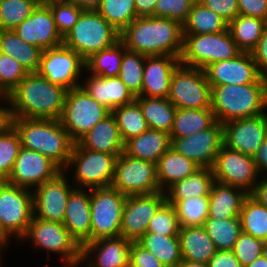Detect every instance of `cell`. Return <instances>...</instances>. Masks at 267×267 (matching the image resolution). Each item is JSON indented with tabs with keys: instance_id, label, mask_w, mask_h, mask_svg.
Listing matches in <instances>:
<instances>
[{
	"instance_id": "cell-58",
	"label": "cell",
	"mask_w": 267,
	"mask_h": 267,
	"mask_svg": "<svg viewBox=\"0 0 267 267\" xmlns=\"http://www.w3.org/2000/svg\"><path fill=\"white\" fill-rule=\"evenodd\" d=\"M12 120L9 95L0 94V134L12 126Z\"/></svg>"
},
{
	"instance_id": "cell-18",
	"label": "cell",
	"mask_w": 267,
	"mask_h": 267,
	"mask_svg": "<svg viewBox=\"0 0 267 267\" xmlns=\"http://www.w3.org/2000/svg\"><path fill=\"white\" fill-rule=\"evenodd\" d=\"M223 145V125L219 121L193 135L171 140V147L177 153L194 161L201 168H212Z\"/></svg>"
},
{
	"instance_id": "cell-47",
	"label": "cell",
	"mask_w": 267,
	"mask_h": 267,
	"mask_svg": "<svg viewBox=\"0 0 267 267\" xmlns=\"http://www.w3.org/2000/svg\"><path fill=\"white\" fill-rule=\"evenodd\" d=\"M21 148V140L13 125L0 134V181L6 180Z\"/></svg>"
},
{
	"instance_id": "cell-30",
	"label": "cell",
	"mask_w": 267,
	"mask_h": 267,
	"mask_svg": "<svg viewBox=\"0 0 267 267\" xmlns=\"http://www.w3.org/2000/svg\"><path fill=\"white\" fill-rule=\"evenodd\" d=\"M201 167L170 147L156 164L159 188L165 192L174 183L194 174Z\"/></svg>"
},
{
	"instance_id": "cell-13",
	"label": "cell",
	"mask_w": 267,
	"mask_h": 267,
	"mask_svg": "<svg viewBox=\"0 0 267 267\" xmlns=\"http://www.w3.org/2000/svg\"><path fill=\"white\" fill-rule=\"evenodd\" d=\"M167 98L176 108H211V86L205 71L180 64L173 72Z\"/></svg>"
},
{
	"instance_id": "cell-1",
	"label": "cell",
	"mask_w": 267,
	"mask_h": 267,
	"mask_svg": "<svg viewBox=\"0 0 267 267\" xmlns=\"http://www.w3.org/2000/svg\"><path fill=\"white\" fill-rule=\"evenodd\" d=\"M127 50L145 56L171 55L180 58L183 25L162 17H137L119 35Z\"/></svg>"
},
{
	"instance_id": "cell-22",
	"label": "cell",
	"mask_w": 267,
	"mask_h": 267,
	"mask_svg": "<svg viewBox=\"0 0 267 267\" xmlns=\"http://www.w3.org/2000/svg\"><path fill=\"white\" fill-rule=\"evenodd\" d=\"M13 30L26 43L43 51L63 44V37L58 32L51 9L45 2H40L32 14Z\"/></svg>"
},
{
	"instance_id": "cell-21",
	"label": "cell",
	"mask_w": 267,
	"mask_h": 267,
	"mask_svg": "<svg viewBox=\"0 0 267 267\" xmlns=\"http://www.w3.org/2000/svg\"><path fill=\"white\" fill-rule=\"evenodd\" d=\"M222 125L224 146L253 157L267 136V112Z\"/></svg>"
},
{
	"instance_id": "cell-11",
	"label": "cell",
	"mask_w": 267,
	"mask_h": 267,
	"mask_svg": "<svg viewBox=\"0 0 267 267\" xmlns=\"http://www.w3.org/2000/svg\"><path fill=\"white\" fill-rule=\"evenodd\" d=\"M126 197L111 186L90 189L91 241L120 236Z\"/></svg>"
},
{
	"instance_id": "cell-28",
	"label": "cell",
	"mask_w": 267,
	"mask_h": 267,
	"mask_svg": "<svg viewBox=\"0 0 267 267\" xmlns=\"http://www.w3.org/2000/svg\"><path fill=\"white\" fill-rule=\"evenodd\" d=\"M78 143L83 148L101 153L121 154L124 150V143L112 113L99 121Z\"/></svg>"
},
{
	"instance_id": "cell-66",
	"label": "cell",
	"mask_w": 267,
	"mask_h": 267,
	"mask_svg": "<svg viewBox=\"0 0 267 267\" xmlns=\"http://www.w3.org/2000/svg\"><path fill=\"white\" fill-rule=\"evenodd\" d=\"M61 262H63L62 264L63 265H61V263H60V266H62V267H81V264H80V262H67V261H64V260H61ZM49 263H47L45 266H43V267H50L49 265H48ZM39 267H42V266H39ZM51 267H53L52 265H51ZM55 267V266H54ZM57 267V266H56ZM59 267V266H58Z\"/></svg>"
},
{
	"instance_id": "cell-36",
	"label": "cell",
	"mask_w": 267,
	"mask_h": 267,
	"mask_svg": "<svg viewBox=\"0 0 267 267\" xmlns=\"http://www.w3.org/2000/svg\"><path fill=\"white\" fill-rule=\"evenodd\" d=\"M267 21L238 15L228 24V29L233 40L241 52L251 53L262 37Z\"/></svg>"
},
{
	"instance_id": "cell-61",
	"label": "cell",
	"mask_w": 267,
	"mask_h": 267,
	"mask_svg": "<svg viewBox=\"0 0 267 267\" xmlns=\"http://www.w3.org/2000/svg\"><path fill=\"white\" fill-rule=\"evenodd\" d=\"M158 0H134L138 17L154 16V8Z\"/></svg>"
},
{
	"instance_id": "cell-17",
	"label": "cell",
	"mask_w": 267,
	"mask_h": 267,
	"mask_svg": "<svg viewBox=\"0 0 267 267\" xmlns=\"http://www.w3.org/2000/svg\"><path fill=\"white\" fill-rule=\"evenodd\" d=\"M60 172L62 169L47 156L21 147L11 173L5 181L33 191L42 183L55 178Z\"/></svg>"
},
{
	"instance_id": "cell-33",
	"label": "cell",
	"mask_w": 267,
	"mask_h": 267,
	"mask_svg": "<svg viewBox=\"0 0 267 267\" xmlns=\"http://www.w3.org/2000/svg\"><path fill=\"white\" fill-rule=\"evenodd\" d=\"M214 176L211 168H200L194 174L170 186L166 191V201L175 205L179 200L190 197L209 196Z\"/></svg>"
},
{
	"instance_id": "cell-19",
	"label": "cell",
	"mask_w": 267,
	"mask_h": 267,
	"mask_svg": "<svg viewBox=\"0 0 267 267\" xmlns=\"http://www.w3.org/2000/svg\"><path fill=\"white\" fill-rule=\"evenodd\" d=\"M166 202L165 192L126 197L123 208L120 235L131 242H137L147 232L149 222Z\"/></svg>"
},
{
	"instance_id": "cell-7",
	"label": "cell",
	"mask_w": 267,
	"mask_h": 267,
	"mask_svg": "<svg viewBox=\"0 0 267 267\" xmlns=\"http://www.w3.org/2000/svg\"><path fill=\"white\" fill-rule=\"evenodd\" d=\"M120 33L96 10H84L78 22L63 37V44L85 61L93 54L112 46Z\"/></svg>"
},
{
	"instance_id": "cell-68",
	"label": "cell",
	"mask_w": 267,
	"mask_h": 267,
	"mask_svg": "<svg viewBox=\"0 0 267 267\" xmlns=\"http://www.w3.org/2000/svg\"><path fill=\"white\" fill-rule=\"evenodd\" d=\"M4 262H6L5 258H0V267H5V265L3 264Z\"/></svg>"
},
{
	"instance_id": "cell-39",
	"label": "cell",
	"mask_w": 267,
	"mask_h": 267,
	"mask_svg": "<svg viewBox=\"0 0 267 267\" xmlns=\"http://www.w3.org/2000/svg\"><path fill=\"white\" fill-rule=\"evenodd\" d=\"M126 47L119 39L112 46L105 48L85 61L86 71L101 77H115L119 75L122 55Z\"/></svg>"
},
{
	"instance_id": "cell-67",
	"label": "cell",
	"mask_w": 267,
	"mask_h": 267,
	"mask_svg": "<svg viewBox=\"0 0 267 267\" xmlns=\"http://www.w3.org/2000/svg\"><path fill=\"white\" fill-rule=\"evenodd\" d=\"M6 251H8L7 249L3 248L1 245H0V258H4L5 257V253Z\"/></svg>"
},
{
	"instance_id": "cell-35",
	"label": "cell",
	"mask_w": 267,
	"mask_h": 267,
	"mask_svg": "<svg viewBox=\"0 0 267 267\" xmlns=\"http://www.w3.org/2000/svg\"><path fill=\"white\" fill-rule=\"evenodd\" d=\"M211 108H176L170 139L183 138L203 131L215 122Z\"/></svg>"
},
{
	"instance_id": "cell-37",
	"label": "cell",
	"mask_w": 267,
	"mask_h": 267,
	"mask_svg": "<svg viewBox=\"0 0 267 267\" xmlns=\"http://www.w3.org/2000/svg\"><path fill=\"white\" fill-rule=\"evenodd\" d=\"M137 242L153 253L166 267H179L182 262L179 236L146 233Z\"/></svg>"
},
{
	"instance_id": "cell-14",
	"label": "cell",
	"mask_w": 267,
	"mask_h": 267,
	"mask_svg": "<svg viewBox=\"0 0 267 267\" xmlns=\"http://www.w3.org/2000/svg\"><path fill=\"white\" fill-rule=\"evenodd\" d=\"M85 70V60L62 44L43 51L37 72L49 82L70 90L81 86Z\"/></svg>"
},
{
	"instance_id": "cell-32",
	"label": "cell",
	"mask_w": 267,
	"mask_h": 267,
	"mask_svg": "<svg viewBox=\"0 0 267 267\" xmlns=\"http://www.w3.org/2000/svg\"><path fill=\"white\" fill-rule=\"evenodd\" d=\"M0 52L14 58L30 73L38 71L43 50L26 43L14 30H0Z\"/></svg>"
},
{
	"instance_id": "cell-46",
	"label": "cell",
	"mask_w": 267,
	"mask_h": 267,
	"mask_svg": "<svg viewBox=\"0 0 267 267\" xmlns=\"http://www.w3.org/2000/svg\"><path fill=\"white\" fill-rule=\"evenodd\" d=\"M40 0H0V30H13L29 17Z\"/></svg>"
},
{
	"instance_id": "cell-10",
	"label": "cell",
	"mask_w": 267,
	"mask_h": 267,
	"mask_svg": "<svg viewBox=\"0 0 267 267\" xmlns=\"http://www.w3.org/2000/svg\"><path fill=\"white\" fill-rule=\"evenodd\" d=\"M34 216L33 191L0 181L1 229L17 244Z\"/></svg>"
},
{
	"instance_id": "cell-29",
	"label": "cell",
	"mask_w": 267,
	"mask_h": 267,
	"mask_svg": "<svg viewBox=\"0 0 267 267\" xmlns=\"http://www.w3.org/2000/svg\"><path fill=\"white\" fill-rule=\"evenodd\" d=\"M171 147L170 134L148 129L144 133L126 141L123 152L134 158L157 164L159 158Z\"/></svg>"
},
{
	"instance_id": "cell-63",
	"label": "cell",
	"mask_w": 267,
	"mask_h": 267,
	"mask_svg": "<svg viewBox=\"0 0 267 267\" xmlns=\"http://www.w3.org/2000/svg\"><path fill=\"white\" fill-rule=\"evenodd\" d=\"M10 244H13L15 248L16 243L1 229V224H0V245L5 249H9L13 247Z\"/></svg>"
},
{
	"instance_id": "cell-52",
	"label": "cell",
	"mask_w": 267,
	"mask_h": 267,
	"mask_svg": "<svg viewBox=\"0 0 267 267\" xmlns=\"http://www.w3.org/2000/svg\"><path fill=\"white\" fill-rule=\"evenodd\" d=\"M195 1L196 0H158L154 8V16L172 19L183 25Z\"/></svg>"
},
{
	"instance_id": "cell-20",
	"label": "cell",
	"mask_w": 267,
	"mask_h": 267,
	"mask_svg": "<svg viewBox=\"0 0 267 267\" xmlns=\"http://www.w3.org/2000/svg\"><path fill=\"white\" fill-rule=\"evenodd\" d=\"M211 86L267 83L257 69L253 56L241 52L235 58L211 63L204 69Z\"/></svg>"
},
{
	"instance_id": "cell-25",
	"label": "cell",
	"mask_w": 267,
	"mask_h": 267,
	"mask_svg": "<svg viewBox=\"0 0 267 267\" xmlns=\"http://www.w3.org/2000/svg\"><path fill=\"white\" fill-rule=\"evenodd\" d=\"M63 225L81 247L91 242L90 189L75 188L71 192Z\"/></svg>"
},
{
	"instance_id": "cell-60",
	"label": "cell",
	"mask_w": 267,
	"mask_h": 267,
	"mask_svg": "<svg viewBox=\"0 0 267 267\" xmlns=\"http://www.w3.org/2000/svg\"><path fill=\"white\" fill-rule=\"evenodd\" d=\"M249 195L257 202L267 207V176L260 177Z\"/></svg>"
},
{
	"instance_id": "cell-38",
	"label": "cell",
	"mask_w": 267,
	"mask_h": 267,
	"mask_svg": "<svg viewBox=\"0 0 267 267\" xmlns=\"http://www.w3.org/2000/svg\"><path fill=\"white\" fill-rule=\"evenodd\" d=\"M228 29V23L214 11L195 1L183 24V34L219 33Z\"/></svg>"
},
{
	"instance_id": "cell-69",
	"label": "cell",
	"mask_w": 267,
	"mask_h": 267,
	"mask_svg": "<svg viewBox=\"0 0 267 267\" xmlns=\"http://www.w3.org/2000/svg\"><path fill=\"white\" fill-rule=\"evenodd\" d=\"M47 1H51V0H40V2H47Z\"/></svg>"
},
{
	"instance_id": "cell-23",
	"label": "cell",
	"mask_w": 267,
	"mask_h": 267,
	"mask_svg": "<svg viewBox=\"0 0 267 267\" xmlns=\"http://www.w3.org/2000/svg\"><path fill=\"white\" fill-rule=\"evenodd\" d=\"M131 244L121 235L88 242L82 246L81 267H129Z\"/></svg>"
},
{
	"instance_id": "cell-59",
	"label": "cell",
	"mask_w": 267,
	"mask_h": 267,
	"mask_svg": "<svg viewBox=\"0 0 267 267\" xmlns=\"http://www.w3.org/2000/svg\"><path fill=\"white\" fill-rule=\"evenodd\" d=\"M258 173L261 177L267 176V136L253 156Z\"/></svg>"
},
{
	"instance_id": "cell-40",
	"label": "cell",
	"mask_w": 267,
	"mask_h": 267,
	"mask_svg": "<svg viewBox=\"0 0 267 267\" xmlns=\"http://www.w3.org/2000/svg\"><path fill=\"white\" fill-rule=\"evenodd\" d=\"M111 113L116 119L123 143L149 129L139 103L136 100L115 108Z\"/></svg>"
},
{
	"instance_id": "cell-44",
	"label": "cell",
	"mask_w": 267,
	"mask_h": 267,
	"mask_svg": "<svg viewBox=\"0 0 267 267\" xmlns=\"http://www.w3.org/2000/svg\"><path fill=\"white\" fill-rule=\"evenodd\" d=\"M96 11L119 33L138 17L134 0H102Z\"/></svg>"
},
{
	"instance_id": "cell-27",
	"label": "cell",
	"mask_w": 267,
	"mask_h": 267,
	"mask_svg": "<svg viewBox=\"0 0 267 267\" xmlns=\"http://www.w3.org/2000/svg\"><path fill=\"white\" fill-rule=\"evenodd\" d=\"M249 194L238 187L214 181L209 195L208 218L239 217L243 202Z\"/></svg>"
},
{
	"instance_id": "cell-16",
	"label": "cell",
	"mask_w": 267,
	"mask_h": 267,
	"mask_svg": "<svg viewBox=\"0 0 267 267\" xmlns=\"http://www.w3.org/2000/svg\"><path fill=\"white\" fill-rule=\"evenodd\" d=\"M76 187L63 171L33 190L34 217L63 223L68 197Z\"/></svg>"
},
{
	"instance_id": "cell-12",
	"label": "cell",
	"mask_w": 267,
	"mask_h": 267,
	"mask_svg": "<svg viewBox=\"0 0 267 267\" xmlns=\"http://www.w3.org/2000/svg\"><path fill=\"white\" fill-rule=\"evenodd\" d=\"M111 187L126 196L160 192L156 164L122 152L116 159Z\"/></svg>"
},
{
	"instance_id": "cell-43",
	"label": "cell",
	"mask_w": 267,
	"mask_h": 267,
	"mask_svg": "<svg viewBox=\"0 0 267 267\" xmlns=\"http://www.w3.org/2000/svg\"><path fill=\"white\" fill-rule=\"evenodd\" d=\"M145 57L127 49L122 55L118 77L135 98L141 96Z\"/></svg>"
},
{
	"instance_id": "cell-15",
	"label": "cell",
	"mask_w": 267,
	"mask_h": 267,
	"mask_svg": "<svg viewBox=\"0 0 267 267\" xmlns=\"http://www.w3.org/2000/svg\"><path fill=\"white\" fill-rule=\"evenodd\" d=\"M214 180L245 190L248 194L261 177L253 157L222 146L212 166Z\"/></svg>"
},
{
	"instance_id": "cell-3",
	"label": "cell",
	"mask_w": 267,
	"mask_h": 267,
	"mask_svg": "<svg viewBox=\"0 0 267 267\" xmlns=\"http://www.w3.org/2000/svg\"><path fill=\"white\" fill-rule=\"evenodd\" d=\"M12 125L19 134L21 147L47 156L62 170L67 166L74 142L60 120L13 118Z\"/></svg>"
},
{
	"instance_id": "cell-51",
	"label": "cell",
	"mask_w": 267,
	"mask_h": 267,
	"mask_svg": "<svg viewBox=\"0 0 267 267\" xmlns=\"http://www.w3.org/2000/svg\"><path fill=\"white\" fill-rule=\"evenodd\" d=\"M266 243L245 232H241L232 251L236 255L242 267L251 264L259 256L265 253Z\"/></svg>"
},
{
	"instance_id": "cell-42",
	"label": "cell",
	"mask_w": 267,
	"mask_h": 267,
	"mask_svg": "<svg viewBox=\"0 0 267 267\" xmlns=\"http://www.w3.org/2000/svg\"><path fill=\"white\" fill-rule=\"evenodd\" d=\"M203 227L217 250H232L242 232L239 217L228 219L207 218Z\"/></svg>"
},
{
	"instance_id": "cell-54",
	"label": "cell",
	"mask_w": 267,
	"mask_h": 267,
	"mask_svg": "<svg viewBox=\"0 0 267 267\" xmlns=\"http://www.w3.org/2000/svg\"><path fill=\"white\" fill-rule=\"evenodd\" d=\"M222 17L228 24L239 15L237 0H198Z\"/></svg>"
},
{
	"instance_id": "cell-4",
	"label": "cell",
	"mask_w": 267,
	"mask_h": 267,
	"mask_svg": "<svg viewBox=\"0 0 267 267\" xmlns=\"http://www.w3.org/2000/svg\"><path fill=\"white\" fill-rule=\"evenodd\" d=\"M211 109L222 124L260 116L267 112V83L213 86Z\"/></svg>"
},
{
	"instance_id": "cell-64",
	"label": "cell",
	"mask_w": 267,
	"mask_h": 267,
	"mask_svg": "<svg viewBox=\"0 0 267 267\" xmlns=\"http://www.w3.org/2000/svg\"><path fill=\"white\" fill-rule=\"evenodd\" d=\"M245 267H267V253H263L256 260H254L251 264Z\"/></svg>"
},
{
	"instance_id": "cell-31",
	"label": "cell",
	"mask_w": 267,
	"mask_h": 267,
	"mask_svg": "<svg viewBox=\"0 0 267 267\" xmlns=\"http://www.w3.org/2000/svg\"><path fill=\"white\" fill-rule=\"evenodd\" d=\"M182 260L208 263L217 249L203 226L180 227Z\"/></svg>"
},
{
	"instance_id": "cell-34",
	"label": "cell",
	"mask_w": 267,
	"mask_h": 267,
	"mask_svg": "<svg viewBox=\"0 0 267 267\" xmlns=\"http://www.w3.org/2000/svg\"><path fill=\"white\" fill-rule=\"evenodd\" d=\"M135 100L139 103L149 129L161 130L170 134L176 107L168 98L138 96Z\"/></svg>"
},
{
	"instance_id": "cell-41",
	"label": "cell",
	"mask_w": 267,
	"mask_h": 267,
	"mask_svg": "<svg viewBox=\"0 0 267 267\" xmlns=\"http://www.w3.org/2000/svg\"><path fill=\"white\" fill-rule=\"evenodd\" d=\"M242 231L267 242V207L248 195L239 214Z\"/></svg>"
},
{
	"instance_id": "cell-70",
	"label": "cell",
	"mask_w": 267,
	"mask_h": 267,
	"mask_svg": "<svg viewBox=\"0 0 267 267\" xmlns=\"http://www.w3.org/2000/svg\"><path fill=\"white\" fill-rule=\"evenodd\" d=\"M265 252L267 253V242H266Z\"/></svg>"
},
{
	"instance_id": "cell-56",
	"label": "cell",
	"mask_w": 267,
	"mask_h": 267,
	"mask_svg": "<svg viewBox=\"0 0 267 267\" xmlns=\"http://www.w3.org/2000/svg\"><path fill=\"white\" fill-rule=\"evenodd\" d=\"M259 74L267 79V25L256 48L251 52Z\"/></svg>"
},
{
	"instance_id": "cell-9",
	"label": "cell",
	"mask_w": 267,
	"mask_h": 267,
	"mask_svg": "<svg viewBox=\"0 0 267 267\" xmlns=\"http://www.w3.org/2000/svg\"><path fill=\"white\" fill-rule=\"evenodd\" d=\"M110 114L111 110L93 99L80 86L67 90L60 122L71 140L77 143L99 121Z\"/></svg>"
},
{
	"instance_id": "cell-53",
	"label": "cell",
	"mask_w": 267,
	"mask_h": 267,
	"mask_svg": "<svg viewBox=\"0 0 267 267\" xmlns=\"http://www.w3.org/2000/svg\"><path fill=\"white\" fill-rule=\"evenodd\" d=\"M129 267H166L153 253L146 250L138 242L130 247Z\"/></svg>"
},
{
	"instance_id": "cell-6",
	"label": "cell",
	"mask_w": 267,
	"mask_h": 267,
	"mask_svg": "<svg viewBox=\"0 0 267 267\" xmlns=\"http://www.w3.org/2000/svg\"><path fill=\"white\" fill-rule=\"evenodd\" d=\"M25 242L28 243V247L29 245L32 247L31 249L47 252V261L54 254L57 260L59 258L67 262H81L82 247L63 223L46 221L33 216L26 234L18 241L15 248L26 246Z\"/></svg>"
},
{
	"instance_id": "cell-49",
	"label": "cell",
	"mask_w": 267,
	"mask_h": 267,
	"mask_svg": "<svg viewBox=\"0 0 267 267\" xmlns=\"http://www.w3.org/2000/svg\"><path fill=\"white\" fill-rule=\"evenodd\" d=\"M180 225L174 205L167 201L158 209L149 222L146 233L178 236Z\"/></svg>"
},
{
	"instance_id": "cell-8",
	"label": "cell",
	"mask_w": 267,
	"mask_h": 267,
	"mask_svg": "<svg viewBox=\"0 0 267 267\" xmlns=\"http://www.w3.org/2000/svg\"><path fill=\"white\" fill-rule=\"evenodd\" d=\"M180 63L205 69L211 63L235 58L241 53L229 29L219 33L183 34Z\"/></svg>"
},
{
	"instance_id": "cell-26",
	"label": "cell",
	"mask_w": 267,
	"mask_h": 267,
	"mask_svg": "<svg viewBox=\"0 0 267 267\" xmlns=\"http://www.w3.org/2000/svg\"><path fill=\"white\" fill-rule=\"evenodd\" d=\"M82 77L81 87L96 101L114 110L135 100L118 76L101 77L92 75L86 70Z\"/></svg>"
},
{
	"instance_id": "cell-45",
	"label": "cell",
	"mask_w": 267,
	"mask_h": 267,
	"mask_svg": "<svg viewBox=\"0 0 267 267\" xmlns=\"http://www.w3.org/2000/svg\"><path fill=\"white\" fill-rule=\"evenodd\" d=\"M174 207L180 227L203 226L208 218L209 196L179 200Z\"/></svg>"
},
{
	"instance_id": "cell-48",
	"label": "cell",
	"mask_w": 267,
	"mask_h": 267,
	"mask_svg": "<svg viewBox=\"0 0 267 267\" xmlns=\"http://www.w3.org/2000/svg\"><path fill=\"white\" fill-rule=\"evenodd\" d=\"M45 3L50 7L56 28L62 37L73 28L84 11L70 0H51Z\"/></svg>"
},
{
	"instance_id": "cell-62",
	"label": "cell",
	"mask_w": 267,
	"mask_h": 267,
	"mask_svg": "<svg viewBox=\"0 0 267 267\" xmlns=\"http://www.w3.org/2000/svg\"><path fill=\"white\" fill-rule=\"evenodd\" d=\"M83 10H97L102 0H70Z\"/></svg>"
},
{
	"instance_id": "cell-5",
	"label": "cell",
	"mask_w": 267,
	"mask_h": 267,
	"mask_svg": "<svg viewBox=\"0 0 267 267\" xmlns=\"http://www.w3.org/2000/svg\"><path fill=\"white\" fill-rule=\"evenodd\" d=\"M118 155L86 149L77 142L74 143L69 162L62 171L78 189L110 187Z\"/></svg>"
},
{
	"instance_id": "cell-57",
	"label": "cell",
	"mask_w": 267,
	"mask_h": 267,
	"mask_svg": "<svg viewBox=\"0 0 267 267\" xmlns=\"http://www.w3.org/2000/svg\"><path fill=\"white\" fill-rule=\"evenodd\" d=\"M209 267H242L232 250H217L208 261Z\"/></svg>"
},
{
	"instance_id": "cell-2",
	"label": "cell",
	"mask_w": 267,
	"mask_h": 267,
	"mask_svg": "<svg viewBox=\"0 0 267 267\" xmlns=\"http://www.w3.org/2000/svg\"><path fill=\"white\" fill-rule=\"evenodd\" d=\"M67 89L49 82L38 72H30L8 94L13 118L60 120Z\"/></svg>"
},
{
	"instance_id": "cell-24",
	"label": "cell",
	"mask_w": 267,
	"mask_h": 267,
	"mask_svg": "<svg viewBox=\"0 0 267 267\" xmlns=\"http://www.w3.org/2000/svg\"><path fill=\"white\" fill-rule=\"evenodd\" d=\"M180 58L171 55L146 56L141 96L167 98L174 70Z\"/></svg>"
},
{
	"instance_id": "cell-50",
	"label": "cell",
	"mask_w": 267,
	"mask_h": 267,
	"mask_svg": "<svg viewBox=\"0 0 267 267\" xmlns=\"http://www.w3.org/2000/svg\"><path fill=\"white\" fill-rule=\"evenodd\" d=\"M27 74L18 61L0 52V94L8 95Z\"/></svg>"
},
{
	"instance_id": "cell-55",
	"label": "cell",
	"mask_w": 267,
	"mask_h": 267,
	"mask_svg": "<svg viewBox=\"0 0 267 267\" xmlns=\"http://www.w3.org/2000/svg\"><path fill=\"white\" fill-rule=\"evenodd\" d=\"M239 15L267 21V0H237Z\"/></svg>"
},
{
	"instance_id": "cell-65",
	"label": "cell",
	"mask_w": 267,
	"mask_h": 267,
	"mask_svg": "<svg viewBox=\"0 0 267 267\" xmlns=\"http://www.w3.org/2000/svg\"><path fill=\"white\" fill-rule=\"evenodd\" d=\"M179 267H209V266H208V263L182 260Z\"/></svg>"
}]
</instances>
